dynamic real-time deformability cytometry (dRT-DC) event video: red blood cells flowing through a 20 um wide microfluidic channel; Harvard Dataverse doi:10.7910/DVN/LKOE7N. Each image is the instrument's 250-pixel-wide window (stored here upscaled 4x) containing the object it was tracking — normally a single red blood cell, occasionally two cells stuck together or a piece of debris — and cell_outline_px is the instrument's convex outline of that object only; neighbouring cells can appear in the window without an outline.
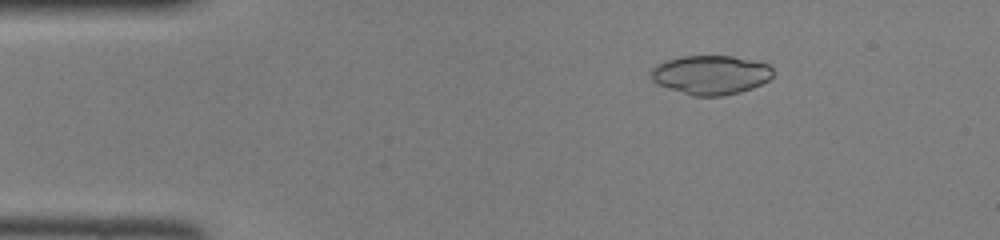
{"species": "common noctule bat (a hibernating species)", "species_latin": "Nyctalus noctula", "temperature_condition": "room temperature", "stored_images_in_passage": 46, "camera_frame_rate_fps": 3000, "um_per_image_px": 0.085, "animal": {"sex": "female", "body_mass_g": 22.0, "forearm_length_mm": 56.7}, "frame": {"image": 1, "passage_image": 7, "time_ms": 2.0, "image_size_px": [1000, 240], "cell_outline_px": [[772, 76], [768, 80], [752, 88], [740, 92], [724, 96], [692, 96], [656, 84], [652, 80], [652, 68], [656, 64], [680, 56], [732, 56], [752, 60], [768, 64], [772, 68]], "centroid_in_image_um": [60.4, 6.37], "position_along_channel_um": 24.6, "area_um2": 27.8}}
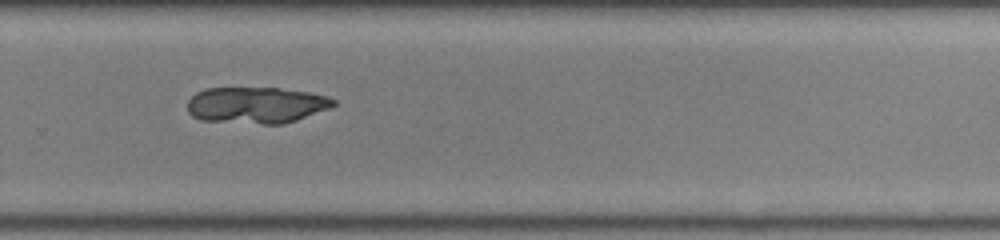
{"frame": {"image": 2, "passage_image": 31, "time_ms": 10.0, "image_size_px": [1000, 240], "cell_outline_px": [[336, 104], [328, 108], [296, 120], [284, 124], [260, 124], [200, 120], [192, 116], [188, 112], [188, 100], [196, 92], [204, 88], [280, 88], [308, 92], [328, 96], [336, 100]], "centroid_in_image_um": [21.76, 8.93], "position_along_channel_um": 308.0, "area_um2": 31.04}}
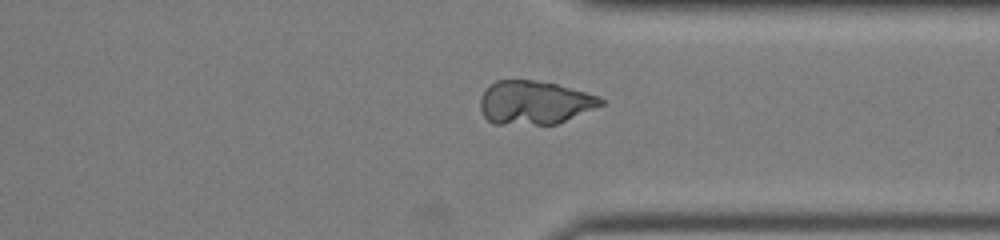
{"frame": {"image": 3, "passage_image": 35, "time_ms": 11.333, "image_size_px": [1000, 240], "cell_outline_px": [[604, 104], [556, 124], [492, 124], [484, 116], [480, 108], [480, 96], [496, 80], [532, 80], [556, 84], [600, 96], [604, 100]], "centroid_in_image_um": [45.41, 8.72], "position_along_channel_um": 366.0, "area_um2": 30.4}}